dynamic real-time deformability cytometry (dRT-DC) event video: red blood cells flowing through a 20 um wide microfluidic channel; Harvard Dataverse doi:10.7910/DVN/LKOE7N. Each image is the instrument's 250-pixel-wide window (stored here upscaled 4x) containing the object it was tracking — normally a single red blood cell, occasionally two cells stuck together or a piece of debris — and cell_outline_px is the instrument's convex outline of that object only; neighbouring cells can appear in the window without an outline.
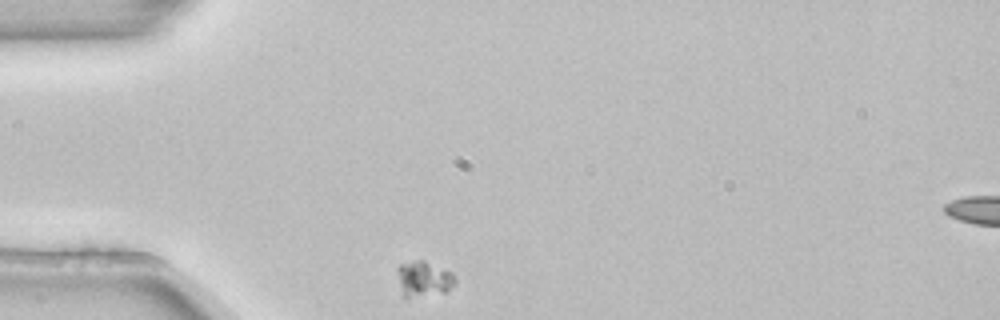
{"species": "common noctule bat (a hibernating species)", "species_latin": "Nyctalus noctula", "temperature_condition": "room temperature", "stored_images_in_passage": 3, "camera_frame_rate_fps": 3000, "um_per_image_px": 0.085, "animal": {"sex": "female", "body_mass_g": 22.7, "forearm_length_mm": 54.2}, "frame": {"image": 1, "passage_image": 1, "time_ms": 0.0, "image_size_px": [1000, 320], "cell_outline_px": [[456, 284], [444, 292], [408, 296], [404, 296], [400, 284], [396, 268], [400, 264], [412, 260], [424, 260], [452, 272], [456, 280]], "centroid_in_image_um": [36.03, 23.65], "position_along_channel_um": 49.0, "area_um2": 11.62}}